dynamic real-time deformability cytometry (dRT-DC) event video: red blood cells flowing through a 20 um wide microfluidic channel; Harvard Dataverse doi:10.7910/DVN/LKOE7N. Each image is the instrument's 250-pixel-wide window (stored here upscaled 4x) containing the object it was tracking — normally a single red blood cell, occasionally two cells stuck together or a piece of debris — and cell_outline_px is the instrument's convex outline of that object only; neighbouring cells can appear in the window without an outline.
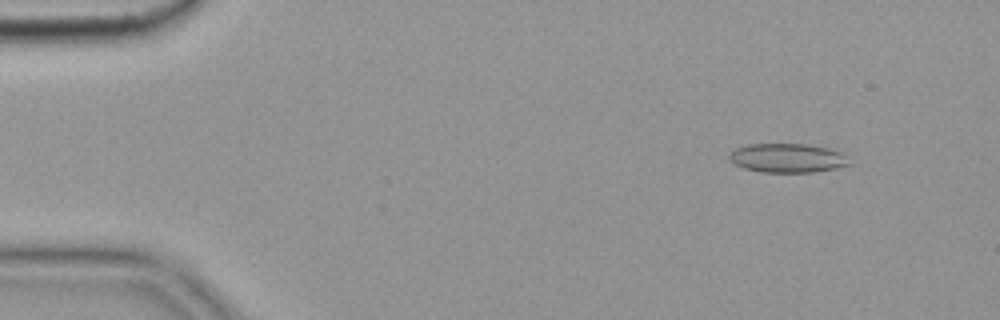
{"species": "common noctule bat (a hibernating species)", "species_latin": "Nyctalus noctula", "temperature_condition": "cold", "stored_images_in_passage": 55, "camera_frame_rate_fps": 3000, "um_per_image_px": 0.085, "animal": {"sex": "female", "body_mass_g": 19.9}, "frame": {"image": 1, "passage_image": 6, "time_ms": 1.667, "image_size_px": [1000, 320], "cell_outline_px": [[852, 164], [836, 168], [812, 172], [760, 172], [744, 168], [736, 164], [728, 156], [736, 148], [748, 144], [808, 144], [828, 148], [840, 152]], "centroid_in_image_um": [66.94, 13.43], "position_along_channel_um": 18.1, "area_um2": 20.11}}
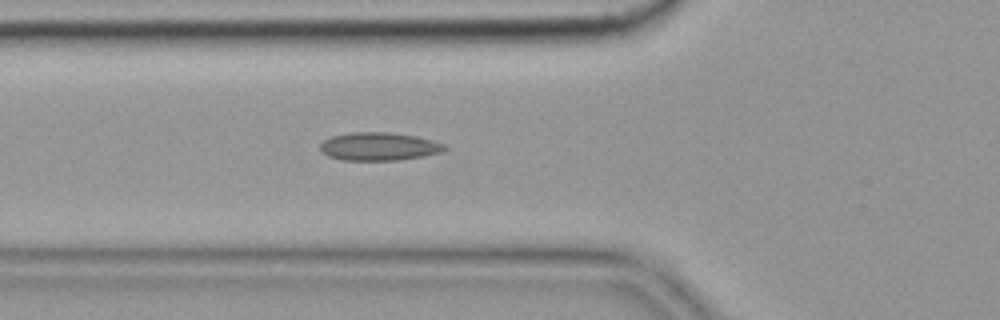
{"frame": {"image": 2, "passage_image": 20, "time_ms": 6.333, "image_size_px": [1000, 320], "cell_outline_px": [[448, 148], [440, 152], [424, 156], [396, 160], [344, 160], [328, 156], [320, 148], [320, 144], [324, 140], [332, 136], [352, 132], [388, 132], [416, 136], [432, 140], [444, 144]], "centroid_in_image_um": [32.22, 12.44], "position_along_channel_um": 93.6, "area_um2": 20.23}}
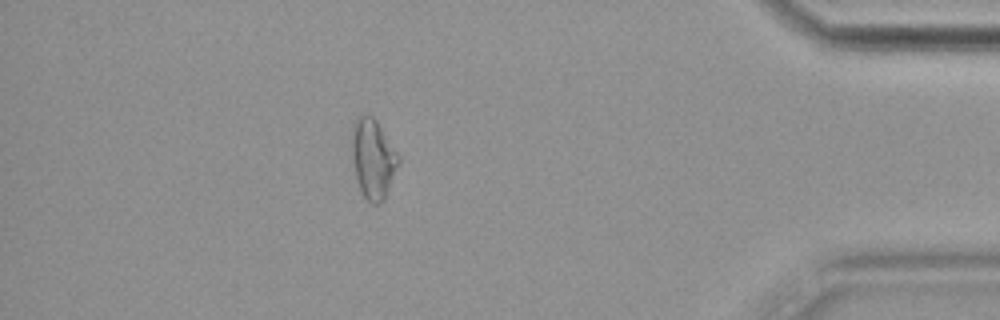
{"frame": {"image": 3, "passage_image": 49, "time_ms": 16.0, "image_size_px": [1000, 320], "cell_outline_px": [[400, 164], [384, 200], [380, 204], [372, 204], [364, 196], [356, 180], [352, 160], [348, 136], [356, 116], [368, 112], [376, 120], [400, 156]], "centroid_in_image_um": [31.67, 13.44], "position_along_channel_um": 403.5, "area_um2": 22.48}, "authors_computed_cell_mechanics": {"area_um2": 20.23, "velocity_mm_per_s": 3.6405, "shape_relaxation_time_tau1_ms": null, "shape_relaxation_time_tau2_ms": 7.0558, "deformation_change_tau1": null, "deformation_change_tau2": 0.1351}}